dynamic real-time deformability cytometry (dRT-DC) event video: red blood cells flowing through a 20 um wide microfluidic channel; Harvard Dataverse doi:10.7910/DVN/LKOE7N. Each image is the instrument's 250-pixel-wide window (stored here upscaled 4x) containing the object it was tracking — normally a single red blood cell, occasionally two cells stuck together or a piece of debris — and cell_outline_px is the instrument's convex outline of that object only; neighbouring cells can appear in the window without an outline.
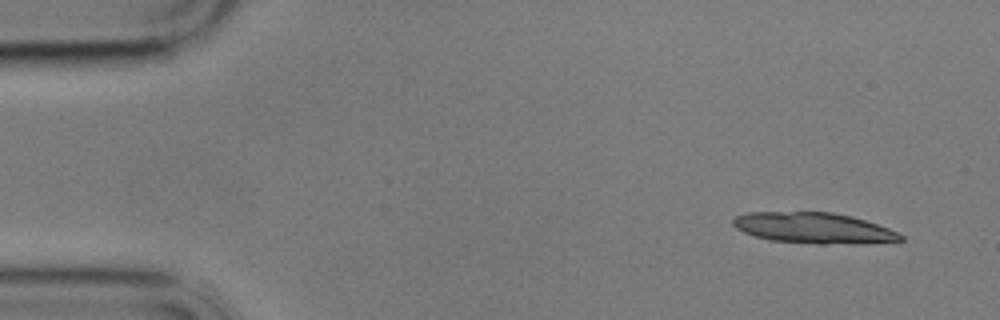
{"species": "common noctule bat (a hibernating species)", "species_latin": "Nyctalus noctula", "temperature_condition": "cold", "stored_images_in_passage": 5, "camera_frame_rate_fps": 3000, "um_per_image_px": 0.085, "animal": {"sex": "male", "body_mass_g": 17.9}, "frame": {"image": 1, "passage_image": 1, "time_ms": 0.0, "image_size_px": [1000, 320], "cell_outline_px": [[904, 240], [824, 244], [816, 244], [772, 240], [756, 236], [744, 232], [736, 228], [732, 224], [732, 220], [736, 216], [748, 212], [832, 212], [852, 216], [888, 228], [904, 236]], "centroid_in_image_um": [69.1, 19.36], "position_along_channel_um": 15.9, "area_um2": 29.54}}